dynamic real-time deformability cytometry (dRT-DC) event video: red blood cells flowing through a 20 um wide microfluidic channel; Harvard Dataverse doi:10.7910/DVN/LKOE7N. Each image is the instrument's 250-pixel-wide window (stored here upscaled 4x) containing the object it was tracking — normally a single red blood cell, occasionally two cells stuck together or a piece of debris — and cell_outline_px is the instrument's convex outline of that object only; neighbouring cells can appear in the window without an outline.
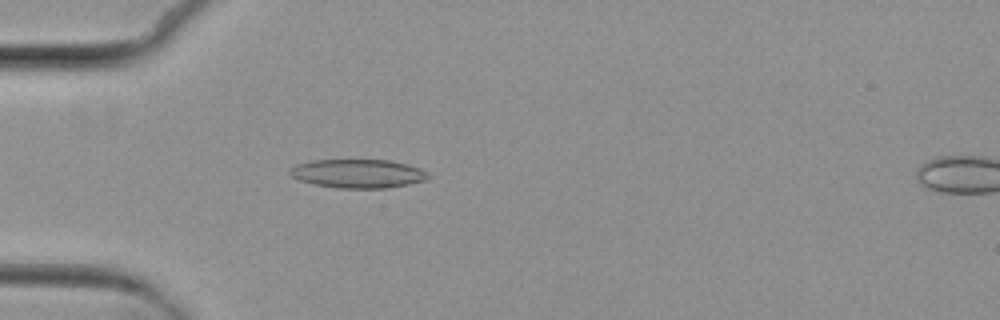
{"species": "common noctule bat (a hibernating species)", "species_latin": "Nyctalus noctula", "temperature_condition": "cold", "stored_images_in_passage": 5, "camera_frame_rate_fps": 3000, "um_per_image_px": 0.085, "animal": {"sex": "female", "body_mass_g": 29.2, "forearm_length_mm": 56.3}, "frame": {"image": 1, "passage_image": 5, "time_ms": 4.667, "image_size_px": [1000, 320], "cell_outline_px": [[432, 176], [428, 180], [388, 188], [340, 188], [316, 184], [300, 180], [292, 176], [288, 172], [288, 168], [296, 164], [312, 160], [388, 160], [408, 164], [420, 168]], "centroid_in_image_um": [30.45, 14.75], "position_along_channel_um": 54.6, "area_um2": 23.24}}